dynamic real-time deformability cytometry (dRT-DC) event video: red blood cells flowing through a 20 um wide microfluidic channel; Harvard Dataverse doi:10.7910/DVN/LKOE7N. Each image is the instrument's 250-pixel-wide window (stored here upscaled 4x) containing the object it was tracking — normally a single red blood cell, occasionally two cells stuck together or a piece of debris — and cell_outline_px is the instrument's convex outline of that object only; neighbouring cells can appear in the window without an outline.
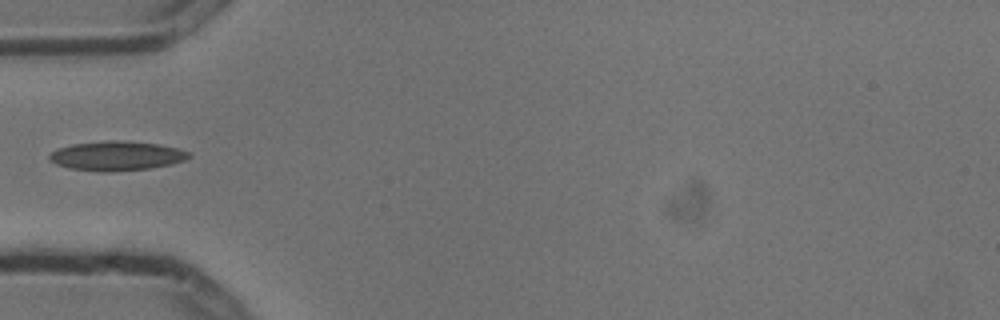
{"species": "common noctule bat (a hibernating species)", "species_latin": "Nyctalus noctula", "temperature_condition": "cold", "stored_images_in_passage": 3, "camera_frame_rate_fps": 3000, "um_per_image_px": 0.085, "animal": {"sex": "male", "body_mass_g": 13.3}, "frame": {"image": 1, "passage_image": 3, "time_ms": 0.667, "image_size_px": [1000, 320], "cell_outline_px": [[192, 156], [184, 160], [172, 164], [152, 168], [108, 172], [100, 172], [68, 168], [56, 164], [48, 160], [48, 156], [56, 148], [72, 144], [108, 140], [120, 140], [160, 144], [176, 148], [188, 152]], "centroid_in_image_um": [9.88, 13.25], "position_along_channel_um": 75.1, "area_um2": 24.1}}